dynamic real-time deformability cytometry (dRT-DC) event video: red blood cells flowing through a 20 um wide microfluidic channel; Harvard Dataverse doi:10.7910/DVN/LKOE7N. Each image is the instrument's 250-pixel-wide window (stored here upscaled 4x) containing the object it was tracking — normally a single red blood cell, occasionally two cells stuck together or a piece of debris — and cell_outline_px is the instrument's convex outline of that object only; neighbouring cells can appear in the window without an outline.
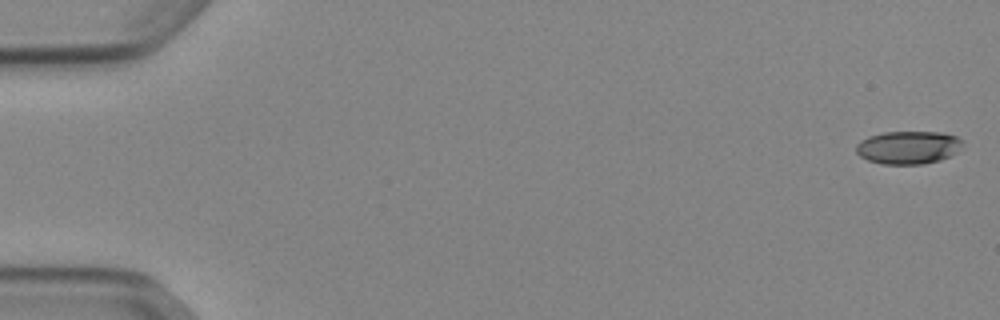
{"species": "Egyptian fruit bat (a non-hibernating species)", "species_latin": "Rousettus aegyptiacus", "temperature_condition": "cold", "stored_images_in_passage": 52, "camera_frame_rate_fps": 3000, "um_per_image_px": 0.085, "animal": {"sex": "female"}, "frame": {"image": 1, "passage_image": 1, "time_ms": 0.0, "image_size_px": [1000, 320], "cell_outline_px": [[964, 144], [956, 152], [940, 160], [924, 164], [884, 164], [868, 160], [860, 156], [856, 152], [856, 144], [860, 140], [868, 136], [884, 132], [944, 132], [956, 136], [964, 140]], "centroid_in_image_um": [77.21, 12.52], "position_along_channel_um": 7.8, "area_um2": 20.63}}
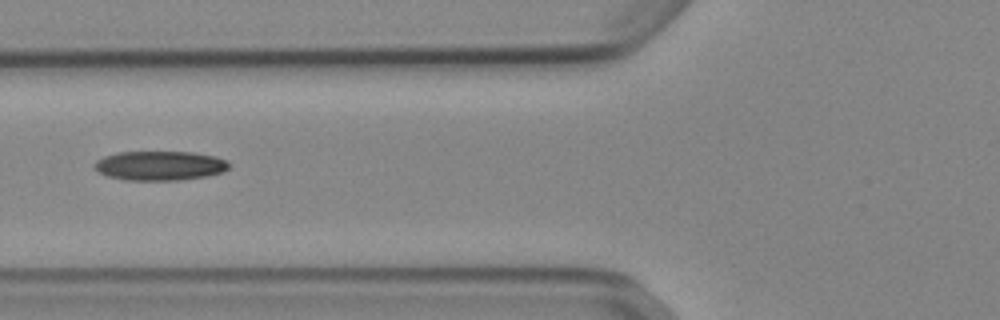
{"frame": {"image": 2, "passage_image": 21, "time_ms": 6.667, "image_size_px": [1000, 320], "cell_outline_px": [[232, 164], [224, 172], [208, 176], [180, 180], [124, 180], [108, 176], [100, 172], [92, 164], [96, 160], [104, 156], [116, 152], [192, 152], [216, 156]], "centroid_in_image_um": [13.6, 14.08], "position_along_channel_um": 112.2, "area_um2": 23.18}}
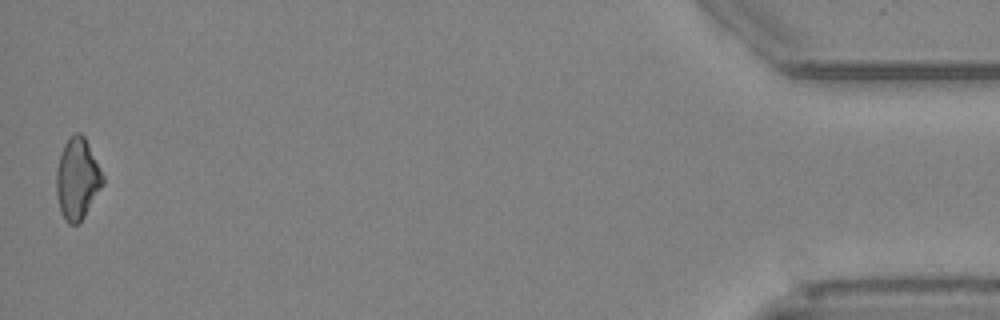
{"frame": {"image": 3, "passage_image": 52, "time_ms": 17.0, "image_size_px": [1000, 320], "cell_outline_px": [[104, 184], [84, 216], [76, 224], [68, 224], [60, 212], [56, 192], [56, 168], [64, 144], [76, 132], [80, 132], [84, 136], [104, 176]], "centroid_in_image_um": [6.57, 15.21], "position_along_channel_um": 428.6, "area_um2": 21.79}, "authors_computed_cell_mechanics": {"area_um2": 21.9929, "velocity_mm_per_s": 3.9049, "shape_relaxation_time_tau1_ms": 10.252, "shape_relaxation_time_tau2_ms": null, "deformation_change_tau1": 0.1875, "deformation_change_tau2": null}}